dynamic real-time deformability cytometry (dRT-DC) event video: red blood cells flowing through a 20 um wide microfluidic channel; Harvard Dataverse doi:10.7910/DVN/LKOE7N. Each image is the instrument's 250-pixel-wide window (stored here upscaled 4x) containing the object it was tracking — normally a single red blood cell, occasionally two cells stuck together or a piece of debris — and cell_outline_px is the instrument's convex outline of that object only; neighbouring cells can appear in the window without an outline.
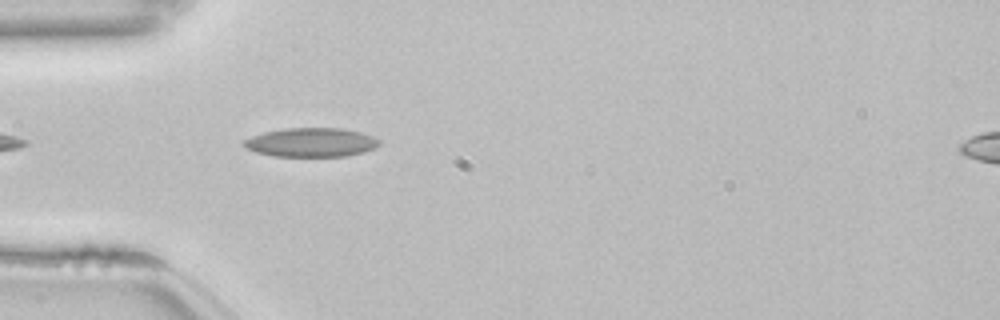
{"species": "common noctule bat (a hibernating species)", "species_latin": "Nyctalus noctula", "temperature_condition": "room temperature", "stored_images_in_passage": 23, "camera_frame_rate_fps": 3000, "um_per_image_px": 0.085, "animal": {"sex": "female", "body_mass_g": 22.7, "forearm_length_mm": 54.2}, "frame": {"image": 1, "passage_image": 4, "time_ms": 1.0, "image_size_px": [1000, 320], "cell_outline_px": [[380, 144], [376, 148], [364, 152], [348, 156], [272, 156], [256, 152], [240, 144], [244, 140], [252, 136], [264, 132], [284, 128], [340, 128], [360, 132], [372, 136], [380, 140]], "centroid_in_image_um": [26.46, 12.1], "position_along_channel_um": 58.5, "area_um2": 22.95}}
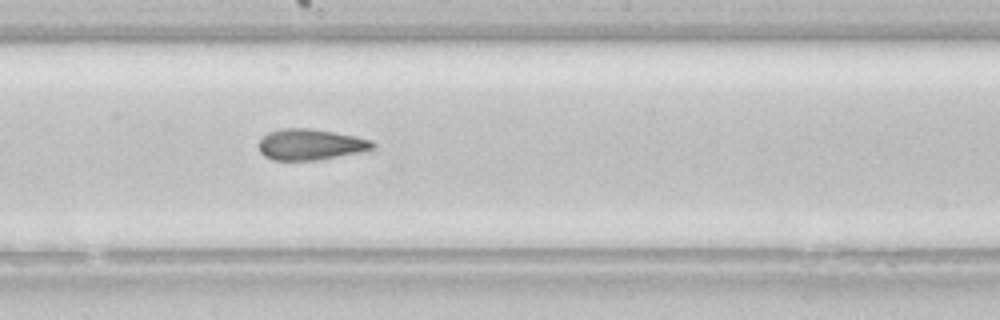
{"frame": {"image": 2, "passage_image": 17, "time_ms": 5.333, "image_size_px": [1000, 320], "cell_outline_px": [[376, 148], [360, 152], [316, 160], [272, 160], [264, 156], [260, 152], [256, 144], [268, 132], [280, 128], [308, 128], [356, 136], [372, 140], [376, 144]], "centroid_in_image_um": [26.37, 12.28], "position_along_channel_um": 221.8, "area_um2": 20.69}}